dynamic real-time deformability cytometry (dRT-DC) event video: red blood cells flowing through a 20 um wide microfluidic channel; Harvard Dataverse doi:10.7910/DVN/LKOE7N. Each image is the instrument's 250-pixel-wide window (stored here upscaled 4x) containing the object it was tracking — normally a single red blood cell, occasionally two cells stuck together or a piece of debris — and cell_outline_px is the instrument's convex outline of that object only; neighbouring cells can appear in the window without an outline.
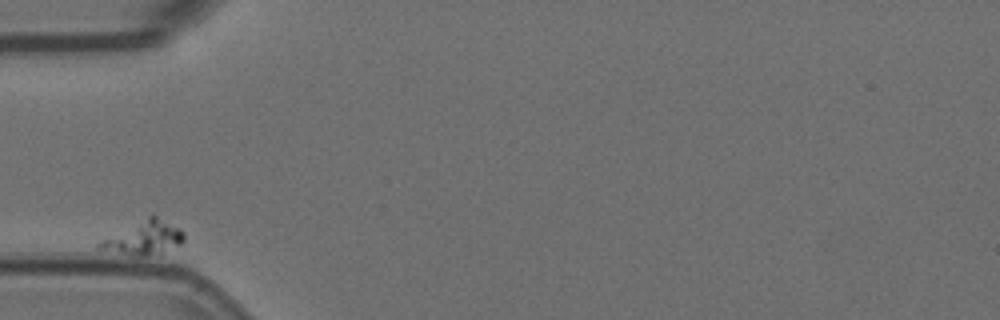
{"species": "Egyptian fruit bat (a non-hibernating species)", "species_latin": "Rousettus aegyptiacus", "temperature_condition": "room temperature", "stored_images_in_passage": 3, "camera_frame_rate_fps": 3000, "um_per_image_px": 0.085, "animal": {"sex": "female"}, "frame": {"image": 1, "passage_image": 2, "time_ms": 0.333, "image_size_px": [1000, 320], "cell_outline_px": [[184, 240], [180, 244], [160, 252], [144, 256], [136, 256], [96, 248], [96, 244], [100, 240], [152, 212], [180, 228], [184, 232]], "centroid_in_image_um": [12.22, 20.16], "position_along_channel_um": 72.8, "area_um2": 16.76}}